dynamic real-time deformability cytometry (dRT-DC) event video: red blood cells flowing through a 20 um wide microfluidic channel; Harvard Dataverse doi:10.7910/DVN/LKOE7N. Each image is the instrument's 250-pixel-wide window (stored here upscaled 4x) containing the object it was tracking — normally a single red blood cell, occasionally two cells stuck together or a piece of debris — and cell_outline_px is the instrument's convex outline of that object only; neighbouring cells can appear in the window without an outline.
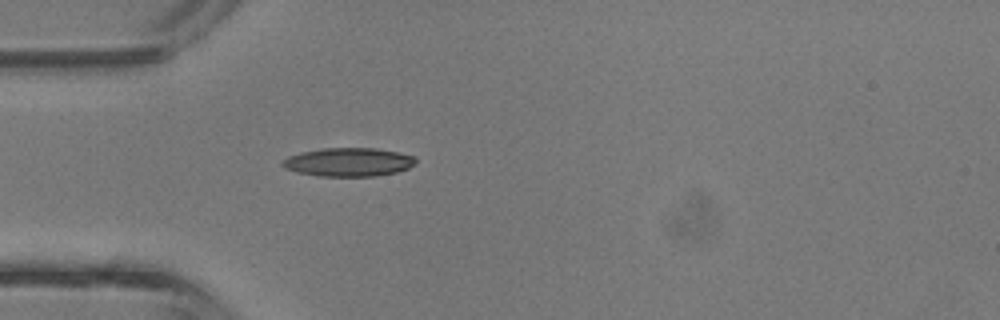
{"species": "common noctule bat (a hibernating species)", "species_latin": "Nyctalus noctula", "temperature_condition": "room temperature", "stored_images_in_passage": 1, "camera_frame_rate_fps": 3000, "um_per_image_px": 0.085, "animal": {"sex": "male", "body_mass_g": 13.3}, "frame": {"image": 1, "passage_image": 1, "time_ms": 0.0, "image_size_px": [1000, 320], "cell_outline_px": [[416, 164], [408, 168], [396, 172], [376, 176], [320, 176], [296, 172], [284, 168], [280, 164], [288, 156], [300, 152], [324, 148], [376, 148], [416, 156]], "centroid_in_image_um": [29.62, 13.78], "position_along_channel_um": 55.4, "area_um2": 22.25}}